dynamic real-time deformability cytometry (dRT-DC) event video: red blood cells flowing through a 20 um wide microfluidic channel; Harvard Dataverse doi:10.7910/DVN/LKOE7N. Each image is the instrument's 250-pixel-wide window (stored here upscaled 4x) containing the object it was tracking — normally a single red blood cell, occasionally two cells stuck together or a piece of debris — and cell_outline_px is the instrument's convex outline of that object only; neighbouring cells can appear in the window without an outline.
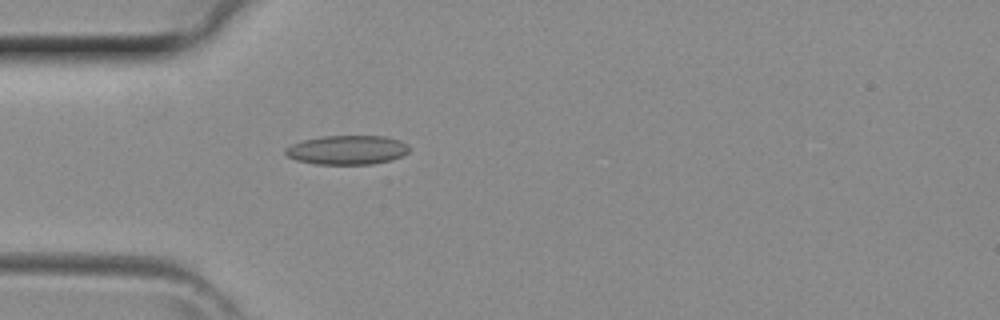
{"species": "common noctule bat (a hibernating species)", "species_latin": "Nyctalus noctula", "temperature_condition": "room temperature", "stored_images_in_passage": 40, "camera_frame_rate_fps": 3000, "um_per_image_px": 0.085, "animal": {"sex": "female", "body_mass_g": 29.2, "forearm_length_mm": 56.3}, "frame": {"image": 1, "passage_image": 11, "time_ms": 3.333, "image_size_px": [1000, 320], "cell_outline_px": [[408, 152], [392, 160], [372, 164], [316, 164], [296, 160], [288, 156], [284, 152], [284, 148], [292, 144], [304, 140], [324, 136], [384, 136], [400, 140], [408, 144]], "centroid_in_image_um": [29.51, 12.74], "position_along_channel_um": 55.5, "area_um2": 20.98}}
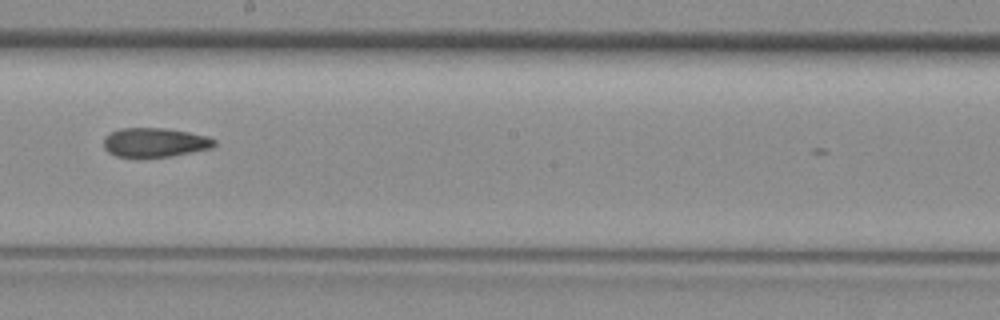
{"frame": {"image": 2, "passage_image": 22, "time_ms": 7.0, "image_size_px": [1000, 320], "cell_outline_px": [[216, 144], [212, 148], [172, 156], [116, 156], [108, 152], [104, 148], [104, 136], [120, 128], [164, 128], [188, 132], [208, 136], [216, 140]], "centroid_in_image_um": [13.18, 12.09], "position_along_channel_um": 235.0, "area_um2": 18.67}}
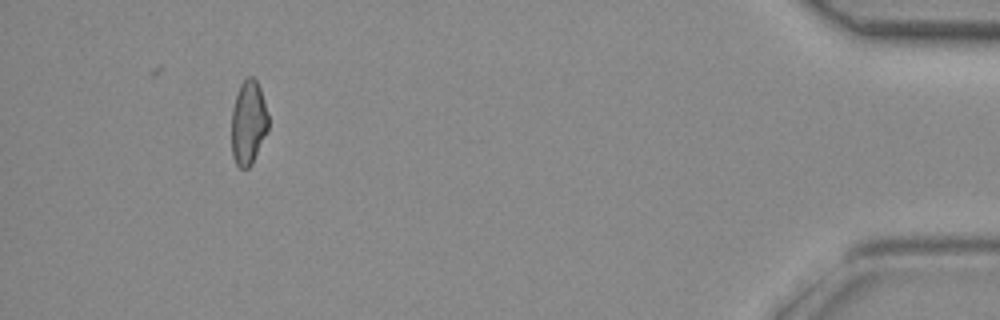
{"frame": {"image": 3, "passage_image": 37, "time_ms": 12.0, "image_size_px": [1000, 320], "cell_outline_px": [[268, 128], [252, 164], [248, 168], [240, 168], [236, 164], [232, 156], [232, 108], [240, 84], [248, 76], [252, 76], [256, 80], [260, 88], [264, 100], [268, 116]], "centroid_in_image_um": [21.1, 10.42], "position_along_channel_um": 414.1, "area_um2": 17.92}}